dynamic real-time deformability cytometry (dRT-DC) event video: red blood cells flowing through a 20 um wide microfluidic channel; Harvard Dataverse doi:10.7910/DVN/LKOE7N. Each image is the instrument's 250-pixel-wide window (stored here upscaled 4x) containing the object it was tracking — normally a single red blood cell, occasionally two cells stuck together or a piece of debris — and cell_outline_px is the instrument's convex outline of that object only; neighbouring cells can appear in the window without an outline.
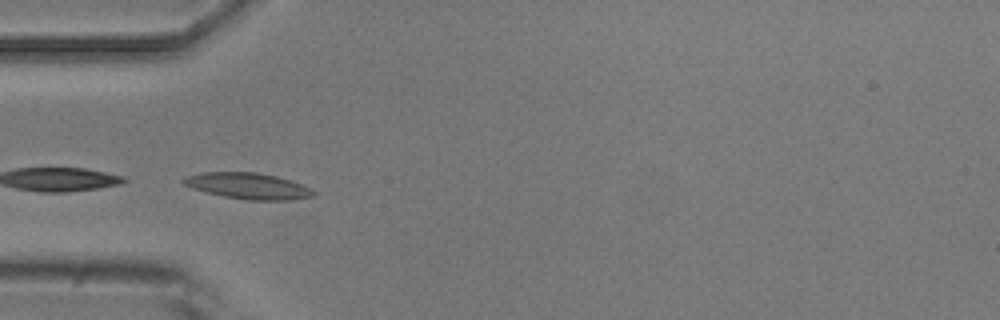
{"species": "common noctule bat (a hibernating species)", "species_latin": "Nyctalus noctula", "temperature_condition": "room temperature", "stored_images_in_passage": 6, "camera_frame_rate_fps": 3000, "um_per_image_px": 0.085, "animal": {"sex": "male", "body_mass_g": 20.5, "forearm_length_mm": 52.5}, "frame": {"image": 1, "passage_image": 5, "time_ms": 4.667, "image_size_px": [1000, 320], "cell_outline_px": [[316, 196], [292, 200], [248, 200], [224, 196], [192, 188], [184, 184], [180, 180], [184, 176], [204, 172], [256, 172], [276, 176], [292, 180], [316, 192]], "centroid_in_image_um": [21.09, 15.8], "position_along_channel_um": 63.9, "area_um2": 19.77}}